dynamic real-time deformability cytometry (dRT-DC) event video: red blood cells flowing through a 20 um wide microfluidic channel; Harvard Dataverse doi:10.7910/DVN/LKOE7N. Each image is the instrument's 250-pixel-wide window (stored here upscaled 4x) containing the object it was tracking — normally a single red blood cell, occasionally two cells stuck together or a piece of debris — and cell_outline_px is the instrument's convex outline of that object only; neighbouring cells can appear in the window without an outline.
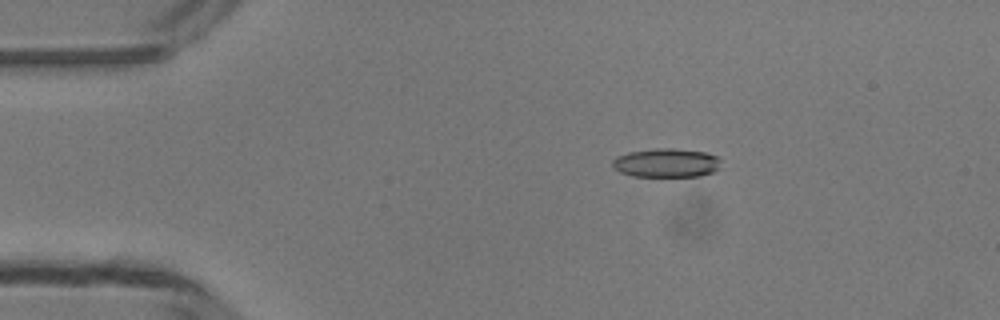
{"species": "common noctule bat (a hibernating species)", "species_latin": "Nyctalus noctula", "temperature_condition": "room temperature", "stored_images_in_passage": 35, "camera_frame_rate_fps": 3000, "um_per_image_px": 0.085, "animal": {"sex": "male", "body_mass_g": 13.3}, "frame": {"image": 1, "passage_image": 9, "time_ms": 2.667, "image_size_px": [1000, 320], "cell_outline_px": [[720, 168], [716, 172], [700, 176], [632, 176], [620, 172], [612, 168], [612, 160], [616, 156], [628, 152], [656, 148], [672, 148], [704, 152], [716, 156], [720, 160]], "centroid_in_image_um": [56.63, 13.85], "position_along_channel_um": 28.4, "area_um2": 18.44}}
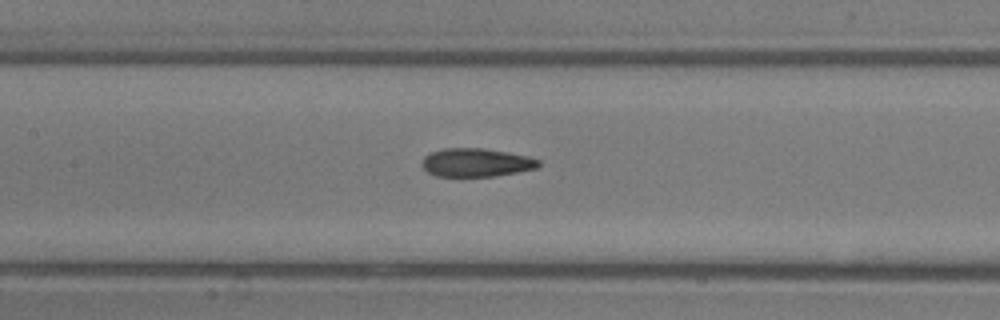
{"frame": {"image": 2, "passage_image": 23, "time_ms": 7.333, "image_size_px": [1000, 320], "cell_outline_px": [[540, 164], [536, 168], [496, 176], [436, 176], [428, 172], [420, 164], [420, 160], [428, 152], [444, 148], [484, 148], [508, 152], [528, 156], [540, 160]], "centroid_in_image_um": [40.43, 13.8], "position_along_channel_um": 167.0, "area_um2": 19.48}}
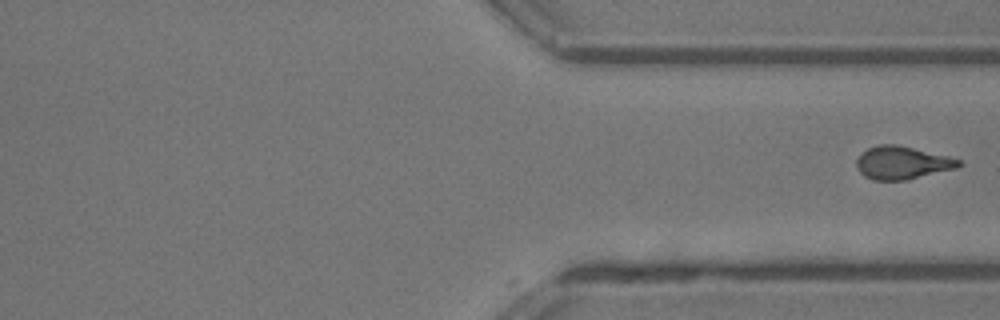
{"frame": {"image": 3, "passage_image": 35, "time_ms": 11.333, "image_size_px": [1000, 320], "cell_outline_px": [[964, 164], [956, 168], [904, 180], [872, 180], [864, 176], [856, 168], [856, 160], [868, 148], [880, 144], [896, 144], [948, 156], [960, 160]], "centroid_in_image_um": [76.67, 13.83], "position_along_channel_um": 334.7, "area_um2": 19.42}}